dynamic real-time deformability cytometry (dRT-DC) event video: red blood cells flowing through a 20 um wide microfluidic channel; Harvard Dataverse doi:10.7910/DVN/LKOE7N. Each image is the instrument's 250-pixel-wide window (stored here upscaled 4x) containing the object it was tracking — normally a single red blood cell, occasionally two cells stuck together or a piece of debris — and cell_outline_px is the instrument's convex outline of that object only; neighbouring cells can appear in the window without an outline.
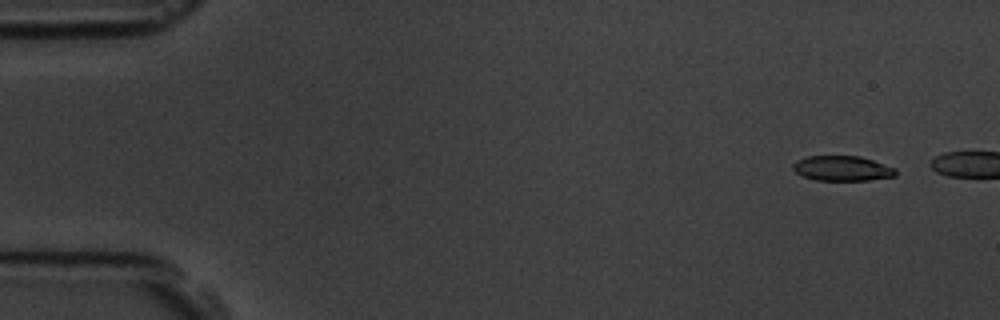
{"species": "common noctule bat (a hibernating species)", "species_latin": "Nyctalus noctula", "temperature_condition": "room temperature", "stored_images_in_passage": 3, "camera_frame_rate_fps": 3000, "um_per_image_px": 0.085, "animal": {"sex": "male", "body_mass_g": 19.5, "forearm_length_mm": 54.6}, "frame": {"image": 1, "passage_image": 1, "time_ms": 0.0, "image_size_px": [1000, 320], "cell_outline_px": [[896, 176], [868, 180], [816, 180], [804, 176], [796, 172], [792, 168], [792, 164], [796, 160], [808, 156], [860, 156], [896, 168]], "centroid_in_image_um": [71.58, 14.31], "position_along_channel_um": 13.4, "area_um2": 14.91}}